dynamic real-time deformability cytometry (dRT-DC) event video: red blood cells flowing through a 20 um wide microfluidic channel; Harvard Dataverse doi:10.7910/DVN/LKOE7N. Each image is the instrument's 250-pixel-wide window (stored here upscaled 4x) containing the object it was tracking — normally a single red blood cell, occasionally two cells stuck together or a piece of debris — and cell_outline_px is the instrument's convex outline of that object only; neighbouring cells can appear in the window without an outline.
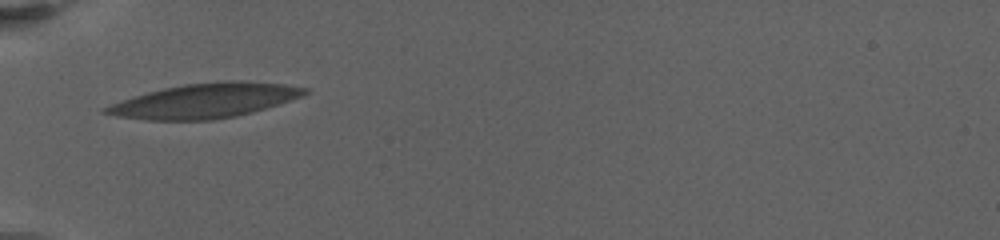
{"species": "human", "species_latin": "Homo sapiens", "temperature_condition": "warm", "stored_images_in_passage": 11, "camera_frame_rate_fps": 3000, "um_per_image_px": 0.085, "donor": {"sex": "female"}, "frame": {"image": 1, "passage_image": 1, "time_ms": 0.0, "image_size_px": [1000, 240], "cell_outline_px": [[308, 92], [300, 96], [280, 104], [252, 112], [236, 116], [212, 120], [148, 120], [116, 116], [100, 112], [100, 108], [120, 100], [132, 96], [164, 88], [184, 84], [224, 80], [240, 80], [284, 84], [308, 88]], "centroid_in_image_um": [17.37, 8.56], "position_along_channel_um": 67.6, "area_um2": 40.17}}
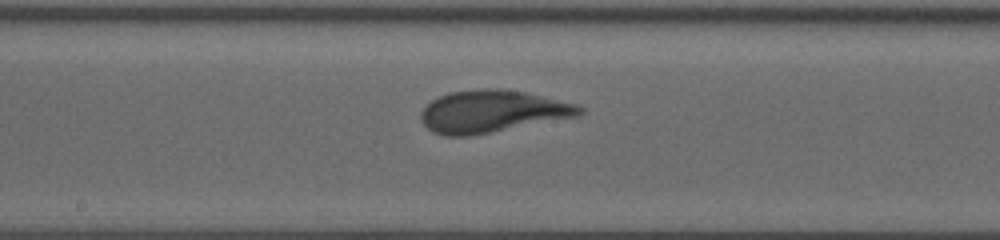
{"frame": {"image": 2, "passage_image": 7, "time_ms": 4.667, "image_size_px": [1000, 240], "cell_outline_px": [[584, 112], [580, 116], [468, 136], [444, 136], [432, 132], [420, 120], [420, 112], [432, 100], [448, 92], [480, 88], [504, 88], [524, 92], [580, 104], [584, 108]], "centroid_in_image_um": [41.86, 9.46], "position_along_channel_um": 206.3, "area_um2": 39.3}}
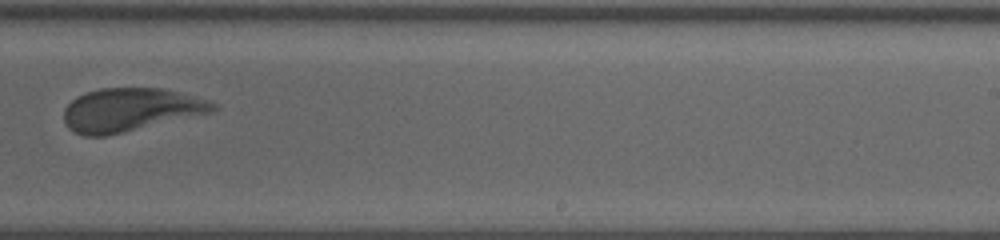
{"frame": {"image": 3, "passage_image": 10, "time_ms": 7.0, "image_size_px": [1000, 240], "cell_outline_px": [[216, 108], [212, 112], [104, 136], [84, 136], [68, 128], [64, 120], [64, 108], [76, 96], [84, 92], [100, 88], [160, 88], [176, 92], [204, 100], [216, 104]], "centroid_in_image_um": [10.99, 9.33], "position_along_channel_um": 278.0, "area_um2": 36.93}}